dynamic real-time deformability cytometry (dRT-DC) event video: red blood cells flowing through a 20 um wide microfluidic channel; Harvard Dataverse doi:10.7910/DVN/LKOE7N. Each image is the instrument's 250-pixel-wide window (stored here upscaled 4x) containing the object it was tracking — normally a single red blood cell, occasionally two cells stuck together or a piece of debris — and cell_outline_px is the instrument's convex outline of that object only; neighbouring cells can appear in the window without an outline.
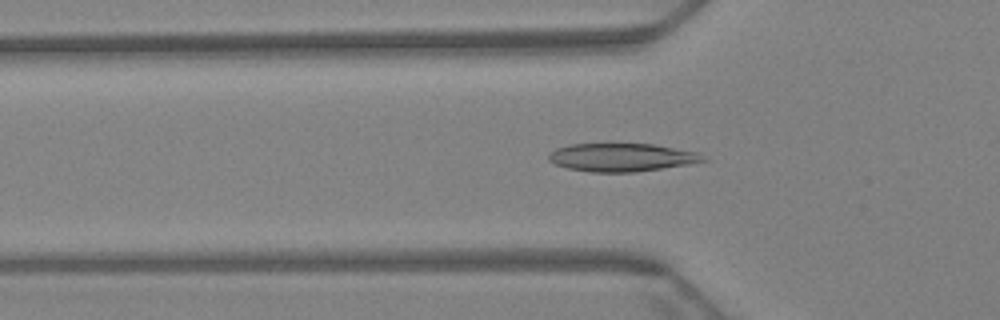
{"species": "Egyptian fruit bat (a non-hibernating species)", "species_latin": "Rousettus aegyptiacus", "temperature_condition": "warm", "stored_images_in_passage": 64, "camera_frame_rate_fps": 3000, "um_per_image_px": 0.085, "animal": {"sex": "female"}, "frame": {"image": 1, "passage_image": 21, "time_ms": 6.667, "image_size_px": [1000, 320], "cell_outline_px": [[708, 160], [688, 164], [636, 172], [588, 172], [568, 168], [556, 164], [548, 160], [548, 152], [556, 148], [568, 144], [652, 144], [700, 152]], "centroid_in_image_um": [52.83, 13.37], "position_along_channel_um": 73.0, "area_um2": 25.43}}
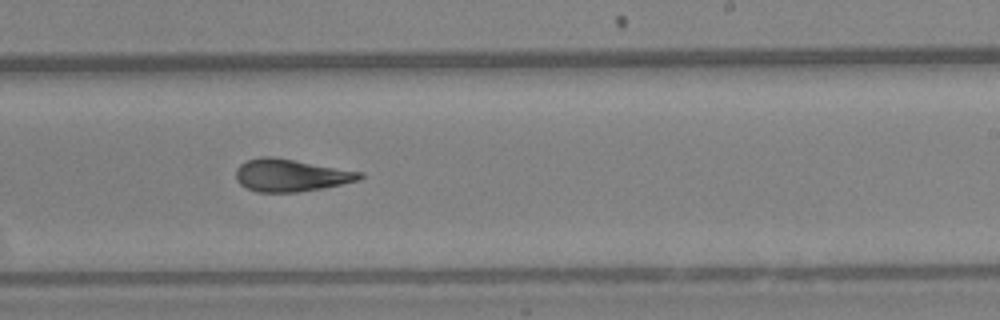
{"frame": {"image": 2, "passage_image": 39, "time_ms": 12.667, "image_size_px": [1000, 320], "cell_outline_px": [[364, 176], [360, 180], [324, 188], [296, 192], [256, 192], [240, 184], [236, 180], [236, 168], [240, 164], [248, 160], [260, 156], [272, 156], [364, 172]], "centroid_in_image_um": [24.73, 14.89], "position_along_channel_um": 264.3, "area_um2": 23.52}}
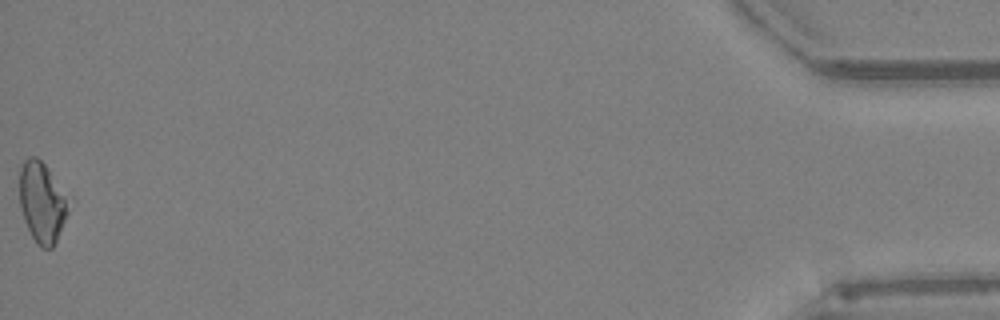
{"frame": {"image": 3, "passage_image": 64, "time_ms": 21.0, "image_size_px": [1000, 320], "cell_outline_px": [[68, 212], [56, 240], [52, 248], [40, 248], [36, 244], [24, 220], [20, 208], [20, 168], [24, 160], [28, 156], [36, 156], [44, 164], [64, 196]], "centroid_in_image_um": [3.51, 17.22], "position_along_channel_um": 431.7, "area_um2": 22.08}, "authors_computed_cell_mechanics": {"area_um2": 23.8136, "velocity_mm_per_s": 3.2067, "shape_relaxation_time_tau1_ms": null, "shape_relaxation_time_tau2_ms": 3.9775, "deformation_change_tau1": null, "deformation_change_tau2": 0.0925}}